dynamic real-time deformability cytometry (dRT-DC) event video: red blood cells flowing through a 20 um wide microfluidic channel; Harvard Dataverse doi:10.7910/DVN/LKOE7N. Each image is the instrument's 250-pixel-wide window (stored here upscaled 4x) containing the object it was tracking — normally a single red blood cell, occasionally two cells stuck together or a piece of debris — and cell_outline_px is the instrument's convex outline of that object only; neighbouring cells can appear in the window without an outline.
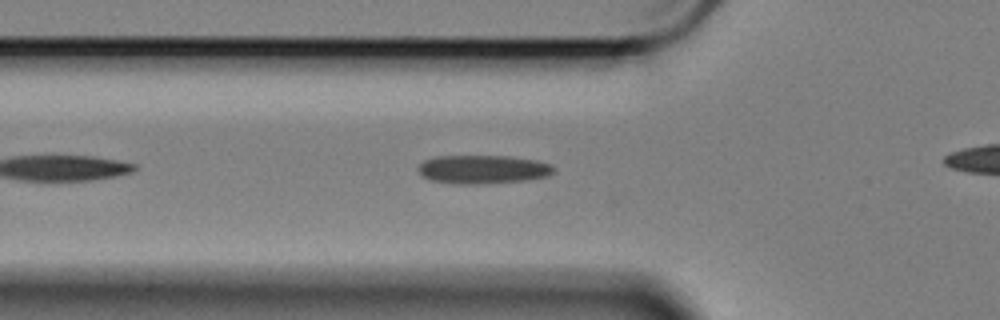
{"species": "Egyptian fruit bat (a non-hibernating species)", "species_latin": "Rousettus aegyptiacus", "temperature_condition": "cold", "stored_images_in_passage": 21, "camera_frame_rate_fps": 3000, "um_per_image_px": 0.085, "animal": {"sex": "female"}, "frame": {"image": 1, "passage_image": 9, "time_ms": 2.667, "image_size_px": [1000, 320], "cell_outline_px": [[556, 172], [548, 176], [528, 180], [480, 184], [456, 184], [432, 180], [424, 176], [416, 168], [424, 160], [436, 156], [508, 156], [536, 160], [552, 164], [556, 168]], "centroid_in_image_um": [41.1, 14.39], "position_along_channel_um": 84.7, "area_um2": 22.77}}
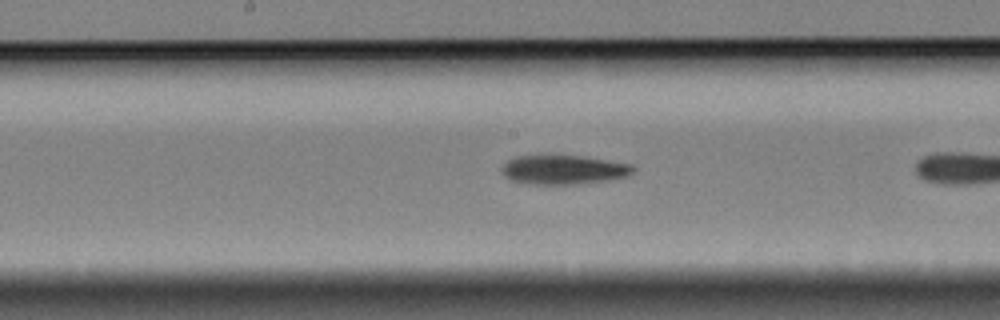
{"frame": {"image": 2, "passage_image": 16, "time_ms": 5.0, "image_size_px": [1000, 320], "cell_outline_px": [[636, 172], [628, 176], [608, 180], [576, 184], [528, 184], [512, 180], [504, 176], [500, 168], [508, 160], [516, 156], [540, 152], [580, 156], [632, 164], [636, 168]], "centroid_in_image_um": [47.87, 14.38], "position_along_channel_um": 200.3, "area_um2": 23.24}}
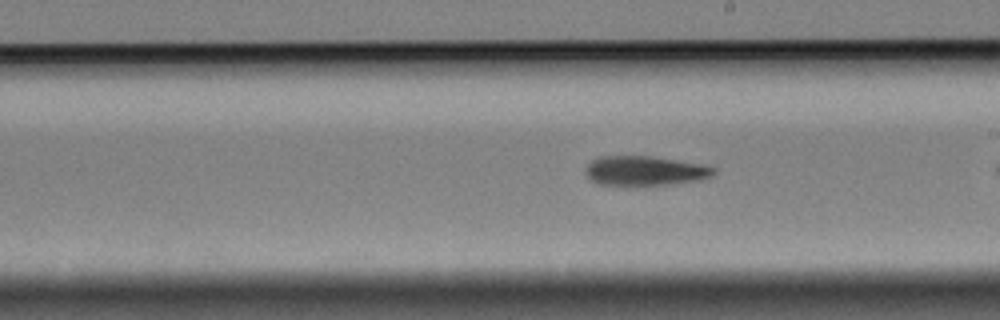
{"frame": {"image": 3, "passage_image": 19, "time_ms": 6.0, "image_size_px": [1000, 320], "cell_outline_px": [[716, 172], [712, 176], [700, 180], [676, 184], [636, 188], [628, 188], [596, 184], [588, 180], [588, 164], [592, 160], [600, 156], [648, 156], [700, 164], [716, 168]], "centroid_in_image_um": [54.79, 14.58], "position_along_channel_um": 234.2, "area_um2": 22.95}}